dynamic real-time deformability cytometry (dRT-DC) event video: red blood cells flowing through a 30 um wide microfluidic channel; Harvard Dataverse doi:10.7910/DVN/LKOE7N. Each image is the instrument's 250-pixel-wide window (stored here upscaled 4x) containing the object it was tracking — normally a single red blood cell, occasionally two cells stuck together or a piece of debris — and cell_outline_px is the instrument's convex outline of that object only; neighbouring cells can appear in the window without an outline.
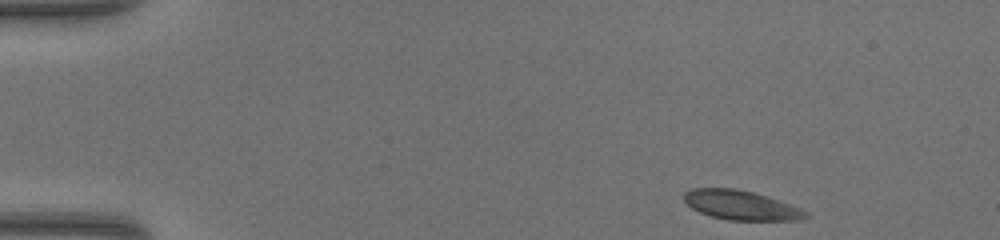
{"species": "common noctule bat (a hibernating species)", "species_latin": "Nyctalus noctula", "temperature_condition": "warm", "stored_images_in_passage": 44, "camera_frame_rate_fps": 3000, "um_per_image_px": 0.085, "animal": {"sex": "female", "body_mass_g": 17.0, "forearm_length_mm": 48.0}, "frame": {"image": 1, "passage_image": 1, "time_ms": 0.0, "image_size_px": [1000, 240], "cell_outline_px": [[808, 216], [804, 220], [728, 220], [708, 216], [692, 208], [684, 200], [684, 192], [692, 188], [736, 188], [768, 196], [800, 208], [808, 212]], "centroid_in_image_um": [62.98, 17.44], "position_along_channel_um": 22.0, "area_um2": 20.92}}
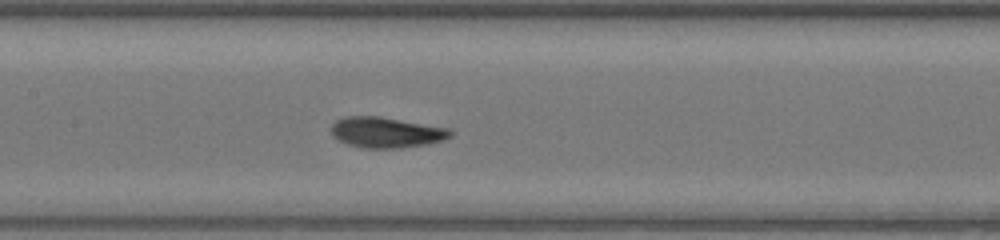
{"frame": {"image": 2, "passage_image": 19, "time_ms": 6.0, "image_size_px": [1000, 240], "cell_outline_px": [[452, 136], [444, 140], [428, 144], [400, 148], [360, 148], [348, 144], [332, 136], [332, 124], [336, 120], [344, 116], [380, 116], [448, 128], [452, 132]], "centroid_in_image_um": [32.83, 11.25], "position_along_channel_um": 174.6, "area_um2": 21.33}}
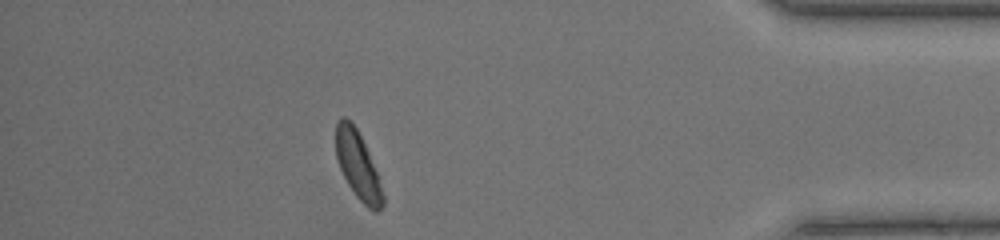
{"frame": {"image": 3, "passage_image": 38, "time_ms": 12.333, "image_size_px": [1000, 240], "cell_outline_px": [[384, 204], [376, 212], [368, 208], [356, 196], [348, 184], [336, 160], [336, 120], [340, 116], [344, 116], [356, 128], [368, 152], [376, 172], [384, 196]], "centroid_in_image_um": [30.39, 14.05], "position_along_channel_um": 404.8, "area_um2": 18.09}, "authors_computed_cell_mechanics": {"area_um2": 20.6057, "velocity_mm_per_s": 4.2866, "shape_relaxation_time_tau1_ms": 3.7651, "shape_relaxation_time_tau2_ms": 1.134, "deformation_change_tau1": 0.149, "deformation_change_tau2": 0.052}}